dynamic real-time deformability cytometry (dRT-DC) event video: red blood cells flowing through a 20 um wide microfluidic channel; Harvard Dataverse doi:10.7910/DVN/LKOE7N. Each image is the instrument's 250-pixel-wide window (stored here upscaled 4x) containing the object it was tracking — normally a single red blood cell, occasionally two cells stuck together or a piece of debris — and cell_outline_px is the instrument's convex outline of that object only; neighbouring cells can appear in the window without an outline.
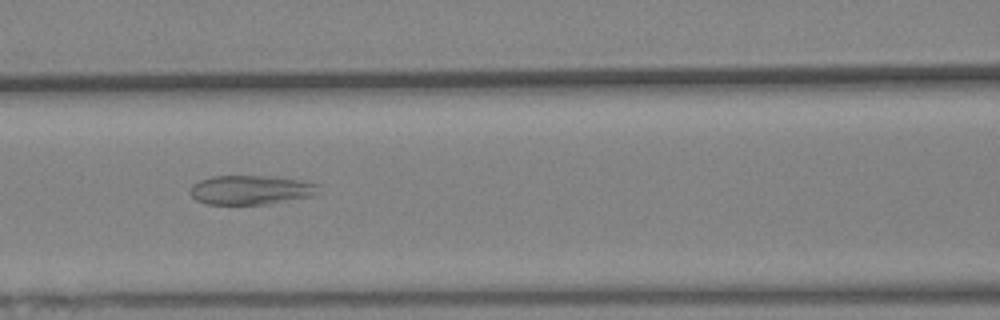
{"species": "Egyptian fruit bat (a non-hibernating species)", "species_latin": "Rousettus aegyptiacus", "temperature_condition": "warm", "stored_images_in_passage": 87, "camera_frame_rate_fps": 3000, "um_per_image_px": 0.085, "animal": {"sex": "female"}, "frame": {"image": 1, "passage_image": 39, "time_ms": 12.667, "image_size_px": [1000, 320], "cell_outline_px": [[320, 184], [312, 196], [268, 204], [208, 204], [196, 200], [188, 192], [192, 184], [200, 180], [212, 176], [276, 176], [304, 180]], "centroid_in_image_um": [21.31, 16.13], "position_along_channel_um": 145.3, "area_um2": 22.02}}
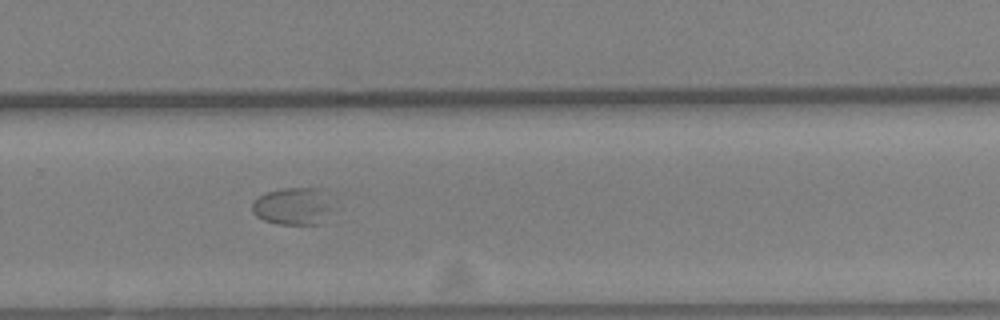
{"frame": {"image": 2, "passage_image": 59, "time_ms": 19.333, "image_size_px": [1000, 320], "cell_outline_px": [[336, 208], [320, 224], [280, 224], [264, 220], [256, 216], [252, 212], [252, 200], [268, 192], [280, 188], [328, 188]], "centroid_in_image_um": [25.03, 17.5], "position_along_channel_um": 304.8, "area_um2": 18.38}}
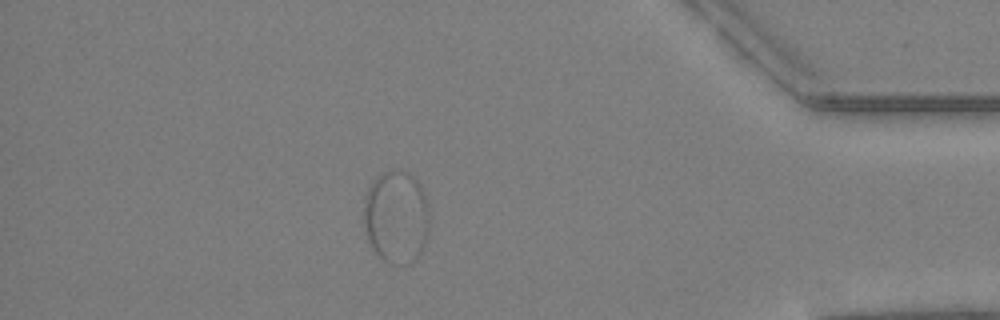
{"frame": {"image": 3, "passage_image": 76, "time_ms": 25.0, "image_size_px": [1000, 320], "cell_outline_px": [[428, 232], [420, 252], [412, 264], [396, 264], [384, 260], [372, 248], [368, 240], [364, 228], [364, 196], [372, 180], [376, 176], [392, 168], [400, 168], [408, 172], [420, 184], [424, 192], [428, 204]], "centroid_in_image_um": [33.67, 18.39], "position_along_channel_um": 401.5, "area_um2": 35.95}}